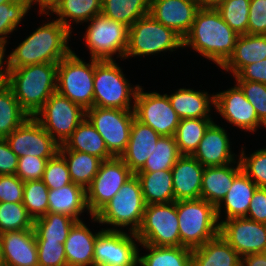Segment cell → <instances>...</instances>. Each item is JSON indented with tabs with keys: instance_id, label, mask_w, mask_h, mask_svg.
I'll return each instance as SVG.
<instances>
[{
	"instance_id": "277c9868",
	"label": "cell",
	"mask_w": 266,
	"mask_h": 266,
	"mask_svg": "<svg viewBox=\"0 0 266 266\" xmlns=\"http://www.w3.org/2000/svg\"><path fill=\"white\" fill-rule=\"evenodd\" d=\"M145 206L140 182L134 174L89 220L100 226L107 225L105 230L124 231L126 228L128 232L136 233L140 228Z\"/></svg>"
},
{
	"instance_id": "d4e9b609",
	"label": "cell",
	"mask_w": 266,
	"mask_h": 266,
	"mask_svg": "<svg viewBox=\"0 0 266 266\" xmlns=\"http://www.w3.org/2000/svg\"><path fill=\"white\" fill-rule=\"evenodd\" d=\"M83 220L76 222L69 231L64 242V250L68 266H94V244L97 235L104 229L97 232L91 231Z\"/></svg>"
},
{
	"instance_id": "d6a6232c",
	"label": "cell",
	"mask_w": 266,
	"mask_h": 266,
	"mask_svg": "<svg viewBox=\"0 0 266 266\" xmlns=\"http://www.w3.org/2000/svg\"><path fill=\"white\" fill-rule=\"evenodd\" d=\"M140 246L147 252L142 253L139 248L138 264L140 266H192V249L190 248L148 244H140Z\"/></svg>"
},
{
	"instance_id": "ba28073f",
	"label": "cell",
	"mask_w": 266,
	"mask_h": 266,
	"mask_svg": "<svg viewBox=\"0 0 266 266\" xmlns=\"http://www.w3.org/2000/svg\"><path fill=\"white\" fill-rule=\"evenodd\" d=\"M95 59L80 58L73 50L58 62L56 92L85 111L93 107Z\"/></svg>"
},
{
	"instance_id": "d590c367",
	"label": "cell",
	"mask_w": 266,
	"mask_h": 266,
	"mask_svg": "<svg viewBox=\"0 0 266 266\" xmlns=\"http://www.w3.org/2000/svg\"><path fill=\"white\" fill-rule=\"evenodd\" d=\"M76 222L67 215L48 212L34 220L36 242H59L64 244L70 229Z\"/></svg>"
},
{
	"instance_id": "484cf974",
	"label": "cell",
	"mask_w": 266,
	"mask_h": 266,
	"mask_svg": "<svg viewBox=\"0 0 266 266\" xmlns=\"http://www.w3.org/2000/svg\"><path fill=\"white\" fill-rule=\"evenodd\" d=\"M257 187L258 186L253 183L243 171H241L234 178L233 184L228 193L216 206L219 223L221 224L224 220L230 218L246 217L250 201Z\"/></svg>"
},
{
	"instance_id": "7dc6e473",
	"label": "cell",
	"mask_w": 266,
	"mask_h": 266,
	"mask_svg": "<svg viewBox=\"0 0 266 266\" xmlns=\"http://www.w3.org/2000/svg\"><path fill=\"white\" fill-rule=\"evenodd\" d=\"M254 106L259 120L266 126V84L252 81H234Z\"/></svg>"
},
{
	"instance_id": "52a82bcc",
	"label": "cell",
	"mask_w": 266,
	"mask_h": 266,
	"mask_svg": "<svg viewBox=\"0 0 266 266\" xmlns=\"http://www.w3.org/2000/svg\"><path fill=\"white\" fill-rule=\"evenodd\" d=\"M179 48L183 49V38L148 14L129 27L128 47L124 60H129L131 57L158 56L161 52L168 51L172 54Z\"/></svg>"
},
{
	"instance_id": "44dd1931",
	"label": "cell",
	"mask_w": 266,
	"mask_h": 266,
	"mask_svg": "<svg viewBox=\"0 0 266 266\" xmlns=\"http://www.w3.org/2000/svg\"><path fill=\"white\" fill-rule=\"evenodd\" d=\"M0 257L3 266H39L34 229L1 233Z\"/></svg>"
},
{
	"instance_id": "b9f144b4",
	"label": "cell",
	"mask_w": 266,
	"mask_h": 266,
	"mask_svg": "<svg viewBox=\"0 0 266 266\" xmlns=\"http://www.w3.org/2000/svg\"><path fill=\"white\" fill-rule=\"evenodd\" d=\"M25 229H34V220L23 202H0V234Z\"/></svg>"
},
{
	"instance_id": "2e32d148",
	"label": "cell",
	"mask_w": 266,
	"mask_h": 266,
	"mask_svg": "<svg viewBox=\"0 0 266 266\" xmlns=\"http://www.w3.org/2000/svg\"><path fill=\"white\" fill-rule=\"evenodd\" d=\"M214 110L225 122L241 131H249L254 135L262 127L266 129L259 120L254 106L236 83L227 90L215 92Z\"/></svg>"
},
{
	"instance_id": "7402d4cb",
	"label": "cell",
	"mask_w": 266,
	"mask_h": 266,
	"mask_svg": "<svg viewBox=\"0 0 266 266\" xmlns=\"http://www.w3.org/2000/svg\"><path fill=\"white\" fill-rule=\"evenodd\" d=\"M171 172L175 201L201 198L204 166L192 155H181Z\"/></svg>"
},
{
	"instance_id": "e575fe53",
	"label": "cell",
	"mask_w": 266,
	"mask_h": 266,
	"mask_svg": "<svg viewBox=\"0 0 266 266\" xmlns=\"http://www.w3.org/2000/svg\"><path fill=\"white\" fill-rule=\"evenodd\" d=\"M59 153L67 163L71 181L86 190L98 173L102 160L85 152L67 150L63 145H60Z\"/></svg>"
},
{
	"instance_id": "74e56055",
	"label": "cell",
	"mask_w": 266,
	"mask_h": 266,
	"mask_svg": "<svg viewBox=\"0 0 266 266\" xmlns=\"http://www.w3.org/2000/svg\"><path fill=\"white\" fill-rule=\"evenodd\" d=\"M150 0H102V12L112 20L130 27L149 14Z\"/></svg>"
},
{
	"instance_id": "4316f807",
	"label": "cell",
	"mask_w": 266,
	"mask_h": 266,
	"mask_svg": "<svg viewBox=\"0 0 266 266\" xmlns=\"http://www.w3.org/2000/svg\"><path fill=\"white\" fill-rule=\"evenodd\" d=\"M241 171L239 159L223 166L204 167L201 198L217 206L228 193L234 178Z\"/></svg>"
},
{
	"instance_id": "f35d334b",
	"label": "cell",
	"mask_w": 266,
	"mask_h": 266,
	"mask_svg": "<svg viewBox=\"0 0 266 266\" xmlns=\"http://www.w3.org/2000/svg\"><path fill=\"white\" fill-rule=\"evenodd\" d=\"M29 114L19 105L7 84L0 86V138H6L22 125Z\"/></svg>"
},
{
	"instance_id": "e0dca14e",
	"label": "cell",
	"mask_w": 266,
	"mask_h": 266,
	"mask_svg": "<svg viewBox=\"0 0 266 266\" xmlns=\"http://www.w3.org/2000/svg\"><path fill=\"white\" fill-rule=\"evenodd\" d=\"M12 152L19 157L34 156L52 158L60 145L46 132L42 125L30 116L6 138Z\"/></svg>"
},
{
	"instance_id": "ee69618b",
	"label": "cell",
	"mask_w": 266,
	"mask_h": 266,
	"mask_svg": "<svg viewBox=\"0 0 266 266\" xmlns=\"http://www.w3.org/2000/svg\"><path fill=\"white\" fill-rule=\"evenodd\" d=\"M244 148L243 144L238 153L242 171L258 187L266 188V146L249 152L247 155Z\"/></svg>"
},
{
	"instance_id": "836d02e7",
	"label": "cell",
	"mask_w": 266,
	"mask_h": 266,
	"mask_svg": "<svg viewBox=\"0 0 266 266\" xmlns=\"http://www.w3.org/2000/svg\"><path fill=\"white\" fill-rule=\"evenodd\" d=\"M63 146L67 150L81 151L96 156L102 161L113 158L108 152L103 138L86 117Z\"/></svg>"
},
{
	"instance_id": "f1b7e54d",
	"label": "cell",
	"mask_w": 266,
	"mask_h": 266,
	"mask_svg": "<svg viewBox=\"0 0 266 266\" xmlns=\"http://www.w3.org/2000/svg\"><path fill=\"white\" fill-rule=\"evenodd\" d=\"M263 59H266V35H239L232 55L220 69L233 77L245 66Z\"/></svg>"
},
{
	"instance_id": "5b68a950",
	"label": "cell",
	"mask_w": 266,
	"mask_h": 266,
	"mask_svg": "<svg viewBox=\"0 0 266 266\" xmlns=\"http://www.w3.org/2000/svg\"><path fill=\"white\" fill-rule=\"evenodd\" d=\"M93 106L134 110L140 84H132L116 60H95Z\"/></svg>"
},
{
	"instance_id": "d6986e66",
	"label": "cell",
	"mask_w": 266,
	"mask_h": 266,
	"mask_svg": "<svg viewBox=\"0 0 266 266\" xmlns=\"http://www.w3.org/2000/svg\"><path fill=\"white\" fill-rule=\"evenodd\" d=\"M222 127H221V126ZM216 120L208 127L192 155L202 166L215 167L234 163L239 155L232 151L230 133Z\"/></svg>"
},
{
	"instance_id": "4dcf8cb0",
	"label": "cell",
	"mask_w": 266,
	"mask_h": 266,
	"mask_svg": "<svg viewBox=\"0 0 266 266\" xmlns=\"http://www.w3.org/2000/svg\"><path fill=\"white\" fill-rule=\"evenodd\" d=\"M102 12V0H60L48 13L71 32ZM74 23V26H73Z\"/></svg>"
},
{
	"instance_id": "db71d44e",
	"label": "cell",
	"mask_w": 266,
	"mask_h": 266,
	"mask_svg": "<svg viewBox=\"0 0 266 266\" xmlns=\"http://www.w3.org/2000/svg\"><path fill=\"white\" fill-rule=\"evenodd\" d=\"M232 78L235 81H252L266 84V59L245 66Z\"/></svg>"
},
{
	"instance_id": "30bf717a",
	"label": "cell",
	"mask_w": 266,
	"mask_h": 266,
	"mask_svg": "<svg viewBox=\"0 0 266 266\" xmlns=\"http://www.w3.org/2000/svg\"><path fill=\"white\" fill-rule=\"evenodd\" d=\"M177 201L145 206L140 228L135 233L140 244L180 246Z\"/></svg>"
},
{
	"instance_id": "f5cc1de1",
	"label": "cell",
	"mask_w": 266,
	"mask_h": 266,
	"mask_svg": "<svg viewBox=\"0 0 266 266\" xmlns=\"http://www.w3.org/2000/svg\"><path fill=\"white\" fill-rule=\"evenodd\" d=\"M246 218L266 224V188H256Z\"/></svg>"
},
{
	"instance_id": "ffe728a7",
	"label": "cell",
	"mask_w": 266,
	"mask_h": 266,
	"mask_svg": "<svg viewBox=\"0 0 266 266\" xmlns=\"http://www.w3.org/2000/svg\"><path fill=\"white\" fill-rule=\"evenodd\" d=\"M199 8V0H150L149 14L184 38Z\"/></svg>"
},
{
	"instance_id": "60d3db41",
	"label": "cell",
	"mask_w": 266,
	"mask_h": 266,
	"mask_svg": "<svg viewBox=\"0 0 266 266\" xmlns=\"http://www.w3.org/2000/svg\"><path fill=\"white\" fill-rule=\"evenodd\" d=\"M31 9L29 0H17L0 4V43L6 48L9 45L10 35L20 28L25 16H28Z\"/></svg>"
},
{
	"instance_id": "3957f363",
	"label": "cell",
	"mask_w": 266,
	"mask_h": 266,
	"mask_svg": "<svg viewBox=\"0 0 266 266\" xmlns=\"http://www.w3.org/2000/svg\"><path fill=\"white\" fill-rule=\"evenodd\" d=\"M58 63H40L7 69L6 84L19 105L34 116L56 92Z\"/></svg>"
},
{
	"instance_id": "603a6c76",
	"label": "cell",
	"mask_w": 266,
	"mask_h": 266,
	"mask_svg": "<svg viewBox=\"0 0 266 266\" xmlns=\"http://www.w3.org/2000/svg\"><path fill=\"white\" fill-rule=\"evenodd\" d=\"M194 88H178L173 93H165L180 119L214 118L212 107L215 105V94Z\"/></svg>"
},
{
	"instance_id": "f546056e",
	"label": "cell",
	"mask_w": 266,
	"mask_h": 266,
	"mask_svg": "<svg viewBox=\"0 0 266 266\" xmlns=\"http://www.w3.org/2000/svg\"><path fill=\"white\" fill-rule=\"evenodd\" d=\"M192 266H241L240 255L218 234L192 249Z\"/></svg>"
},
{
	"instance_id": "91938a15",
	"label": "cell",
	"mask_w": 266,
	"mask_h": 266,
	"mask_svg": "<svg viewBox=\"0 0 266 266\" xmlns=\"http://www.w3.org/2000/svg\"><path fill=\"white\" fill-rule=\"evenodd\" d=\"M227 0H199L200 7L217 9Z\"/></svg>"
},
{
	"instance_id": "7c38bea8",
	"label": "cell",
	"mask_w": 266,
	"mask_h": 266,
	"mask_svg": "<svg viewBox=\"0 0 266 266\" xmlns=\"http://www.w3.org/2000/svg\"><path fill=\"white\" fill-rule=\"evenodd\" d=\"M86 118L103 138L108 152L113 157H120L130 139L134 110L93 106L86 110Z\"/></svg>"
},
{
	"instance_id": "bcb514c9",
	"label": "cell",
	"mask_w": 266,
	"mask_h": 266,
	"mask_svg": "<svg viewBox=\"0 0 266 266\" xmlns=\"http://www.w3.org/2000/svg\"><path fill=\"white\" fill-rule=\"evenodd\" d=\"M41 180L49 190L72 183L67 163L59 152L47 161Z\"/></svg>"
},
{
	"instance_id": "11a10c76",
	"label": "cell",
	"mask_w": 266,
	"mask_h": 266,
	"mask_svg": "<svg viewBox=\"0 0 266 266\" xmlns=\"http://www.w3.org/2000/svg\"><path fill=\"white\" fill-rule=\"evenodd\" d=\"M18 156L15 155L5 138H0V175L16 174Z\"/></svg>"
},
{
	"instance_id": "9f6ffc18",
	"label": "cell",
	"mask_w": 266,
	"mask_h": 266,
	"mask_svg": "<svg viewBox=\"0 0 266 266\" xmlns=\"http://www.w3.org/2000/svg\"><path fill=\"white\" fill-rule=\"evenodd\" d=\"M241 266H266V254L255 253L241 258Z\"/></svg>"
},
{
	"instance_id": "ac0fdd59",
	"label": "cell",
	"mask_w": 266,
	"mask_h": 266,
	"mask_svg": "<svg viewBox=\"0 0 266 266\" xmlns=\"http://www.w3.org/2000/svg\"><path fill=\"white\" fill-rule=\"evenodd\" d=\"M220 234L241 258L266 251L264 223L246 217L230 218L220 224Z\"/></svg>"
},
{
	"instance_id": "6f0895ef",
	"label": "cell",
	"mask_w": 266,
	"mask_h": 266,
	"mask_svg": "<svg viewBox=\"0 0 266 266\" xmlns=\"http://www.w3.org/2000/svg\"><path fill=\"white\" fill-rule=\"evenodd\" d=\"M60 0H29L31 9L36 6L39 13H49ZM34 4V5H33Z\"/></svg>"
},
{
	"instance_id": "83f0119b",
	"label": "cell",
	"mask_w": 266,
	"mask_h": 266,
	"mask_svg": "<svg viewBox=\"0 0 266 266\" xmlns=\"http://www.w3.org/2000/svg\"><path fill=\"white\" fill-rule=\"evenodd\" d=\"M48 212L67 215L77 222L83 220V213L92 216L86 202V190L73 182L48 191Z\"/></svg>"
},
{
	"instance_id": "8992f818",
	"label": "cell",
	"mask_w": 266,
	"mask_h": 266,
	"mask_svg": "<svg viewBox=\"0 0 266 266\" xmlns=\"http://www.w3.org/2000/svg\"><path fill=\"white\" fill-rule=\"evenodd\" d=\"M180 246L195 249L220 234L216 206L198 198L177 201Z\"/></svg>"
},
{
	"instance_id": "7bdbcfd3",
	"label": "cell",
	"mask_w": 266,
	"mask_h": 266,
	"mask_svg": "<svg viewBox=\"0 0 266 266\" xmlns=\"http://www.w3.org/2000/svg\"><path fill=\"white\" fill-rule=\"evenodd\" d=\"M48 191L42 180L24 182L23 205L33 220L48 213Z\"/></svg>"
},
{
	"instance_id": "816d5d0a",
	"label": "cell",
	"mask_w": 266,
	"mask_h": 266,
	"mask_svg": "<svg viewBox=\"0 0 266 266\" xmlns=\"http://www.w3.org/2000/svg\"><path fill=\"white\" fill-rule=\"evenodd\" d=\"M247 34L266 35V0H250Z\"/></svg>"
},
{
	"instance_id": "9a60e30c",
	"label": "cell",
	"mask_w": 266,
	"mask_h": 266,
	"mask_svg": "<svg viewBox=\"0 0 266 266\" xmlns=\"http://www.w3.org/2000/svg\"><path fill=\"white\" fill-rule=\"evenodd\" d=\"M134 173L120 157L102 161L98 173L86 189L88 210L94 216Z\"/></svg>"
},
{
	"instance_id": "9c48e42d",
	"label": "cell",
	"mask_w": 266,
	"mask_h": 266,
	"mask_svg": "<svg viewBox=\"0 0 266 266\" xmlns=\"http://www.w3.org/2000/svg\"><path fill=\"white\" fill-rule=\"evenodd\" d=\"M86 24L88 25L81 39L85 41L91 59L124 61L129 27L101 13Z\"/></svg>"
},
{
	"instance_id": "6da1fadb",
	"label": "cell",
	"mask_w": 266,
	"mask_h": 266,
	"mask_svg": "<svg viewBox=\"0 0 266 266\" xmlns=\"http://www.w3.org/2000/svg\"><path fill=\"white\" fill-rule=\"evenodd\" d=\"M46 16L47 22L35 28L11 53L6 55L7 69H14L40 63H58L73 50L69 40L72 32L58 20L48 18V13H39ZM49 19V20H48Z\"/></svg>"
},
{
	"instance_id": "8fae6325",
	"label": "cell",
	"mask_w": 266,
	"mask_h": 266,
	"mask_svg": "<svg viewBox=\"0 0 266 266\" xmlns=\"http://www.w3.org/2000/svg\"><path fill=\"white\" fill-rule=\"evenodd\" d=\"M33 117L59 145H63L84 120L86 111L55 92Z\"/></svg>"
},
{
	"instance_id": "c3c4849f",
	"label": "cell",
	"mask_w": 266,
	"mask_h": 266,
	"mask_svg": "<svg viewBox=\"0 0 266 266\" xmlns=\"http://www.w3.org/2000/svg\"><path fill=\"white\" fill-rule=\"evenodd\" d=\"M39 266H68L64 244L59 242H36Z\"/></svg>"
},
{
	"instance_id": "8d00e7d4",
	"label": "cell",
	"mask_w": 266,
	"mask_h": 266,
	"mask_svg": "<svg viewBox=\"0 0 266 266\" xmlns=\"http://www.w3.org/2000/svg\"><path fill=\"white\" fill-rule=\"evenodd\" d=\"M213 118L180 119L174 138L181 155H193Z\"/></svg>"
},
{
	"instance_id": "7a4b0ae2",
	"label": "cell",
	"mask_w": 266,
	"mask_h": 266,
	"mask_svg": "<svg viewBox=\"0 0 266 266\" xmlns=\"http://www.w3.org/2000/svg\"><path fill=\"white\" fill-rule=\"evenodd\" d=\"M238 37L217 9L200 7L191 30L183 38V49L192 48L220 68L232 55Z\"/></svg>"
},
{
	"instance_id": "f6af8a7d",
	"label": "cell",
	"mask_w": 266,
	"mask_h": 266,
	"mask_svg": "<svg viewBox=\"0 0 266 266\" xmlns=\"http://www.w3.org/2000/svg\"><path fill=\"white\" fill-rule=\"evenodd\" d=\"M250 0H227L220 5L222 19L238 34H247Z\"/></svg>"
},
{
	"instance_id": "f907efd6",
	"label": "cell",
	"mask_w": 266,
	"mask_h": 266,
	"mask_svg": "<svg viewBox=\"0 0 266 266\" xmlns=\"http://www.w3.org/2000/svg\"><path fill=\"white\" fill-rule=\"evenodd\" d=\"M24 182L16 175H0V202H23Z\"/></svg>"
},
{
	"instance_id": "4fadbf2b",
	"label": "cell",
	"mask_w": 266,
	"mask_h": 266,
	"mask_svg": "<svg viewBox=\"0 0 266 266\" xmlns=\"http://www.w3.org/2000/svg\"><path fill=\"white\" fill-rule=\"evenodd\" d=\"M139 246L135 233L103 229L94 244V266H138Z\"/></svg>"
},
{
	"instance_id": "5bb4252c",
	"label": "cell",
	"mask_w": 266,
	"mask_h": 266,
	"mask_svg": "<svg viewBox=\"0 0 266 266\" xmlns=\"http://www.w3.org/2000/svg\"><path fill=\"white\" fill-rule=\"evenodd\" d=\"M135 118L150 126L160 136H174L180 118L172 108L166 94L157 91H144L139 86L134 103Z\"/></svg>"
},
{
	"instance_id": "681fc988",
	"label": "cell",
	"mask_w": 266,
	"mask_h": 266,
	"mask_svg": "<svg viewBox=\"0 0 266 266\" xmlns=\"http://www.w3.org/2000/svg\"><path fill=\"white\" fill-rule=\"evenodd\" d=\"M50 158L22 156L18 158L16 175L23 181L41 180Z\"/></svg>"
},
{
	"instance_id": "ab89813d",
	"label": "cell",
	"mask_w": 266,
	"mask_h": 266,
	"mask_svg": "<svg viewBox=\"0 0 266 266\" xmlns=\"http://www.w3.org/2000/svg\"><path fill=\"white\" fill-rule=\"evenodd\" d=\"M180 156L174 136H161L153 153L138 172L171 170Z\"/></svg>"
},
{
	"instance_id": "1f68e13d",
	"label": "cell",
	"mask_w": 266,
	"mask_h": 266,
	"mask_svg": "<svg viewBox=\"0 0 266 266\" xmlns=\"http://www.w3.org/2000/svg\"><path fill=\"white\" fill-rule=\"evenodd\" d=\"M146 205L175 202L171 170L136 172Z\"/></svg>"
},
{
	"instance_id": "94428289",
	"label": "cell",
	"mask_w": 266,
	"mask_h": 266,
	"mask_svg": "<svg viewBox=\"0 0 266 266\" xmlns=\"http://www.w3.org/2000/svg\"><path fill=\"white\" fill-rule=\"evenodd\" d=\"M17 0H0V4L7 3V2H16Z\"/></svg>"
},
{
	"instance_id": "680465c9",
	"label": "cell",
	"mask_w": 266,
	"mask_h": 266,
	"mask_svg": "<svg viewBox=\"0 0 266 266\" xmlns=\"http://www.w3.org/2000/svg\"><path fill=\"white\" fill-rule=\"evenodd\" d=\"M7 48L0 43V86L6 84L7 79Z\"/></svg>"
},
{
	"instance_id": "cb8c5ba5",
	"label": "cell",
	"mask_w": 266,
	"mask_h": 266,
	"mask_svg": "<svg viewBox=\"0 0 266 266\" xmlns=\"http://www.w3.org/2000/svg\"><path fill=\"white\" fill-rule=\"evenodd\" d=\"M160 137L150 126L134 118L127 148L120 156L134 174L144 166Z\"/></svg>"
}]
</instances>
